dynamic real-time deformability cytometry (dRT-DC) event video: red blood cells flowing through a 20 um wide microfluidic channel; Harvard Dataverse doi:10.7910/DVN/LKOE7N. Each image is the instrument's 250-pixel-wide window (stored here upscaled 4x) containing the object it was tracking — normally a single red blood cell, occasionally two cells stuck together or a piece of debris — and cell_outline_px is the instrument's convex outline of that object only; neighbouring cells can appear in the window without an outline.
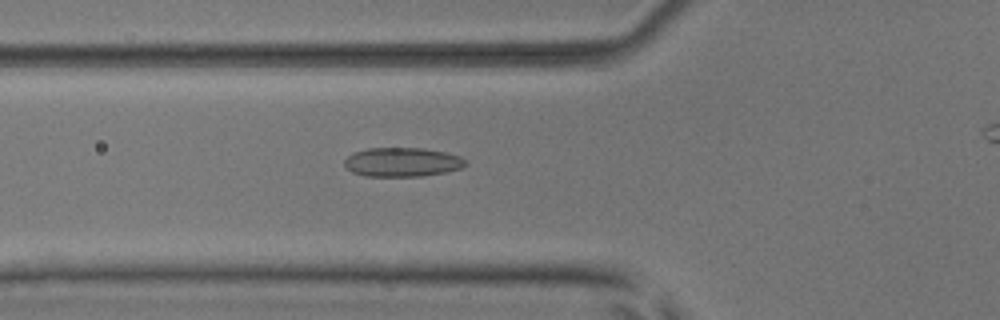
{"species": "common noctule bat (a hibernating species)", "species_latin": "Nyctalus noctula", "temperature_condition": "room temperature", "stored_images_in_passage": 40, "camera_frame_rate_fps": 3000, "um_per_image_px": 0.085, "animal": {"sex": "male", "body_mass_g": 17.9, "forearm_length_mm": 54.2}, "frame": {"image": 1, "passage_image": 12, "time_ms": 3.667, "image_size_px": [1000, 320], "cell_outline_px": [[464, 164], [460, 168], [444, 172], [424, 176], [368, 176], [352, 172], [344, 164], [344, 160], [352, 152], [368, 148], [424, 148], [444, 152], [460, 156], [464, 160]], "centroid_in_image_um": [34.14, 13.77], "position_along_channel_um": 91.7, "area_um2": 20.35}}
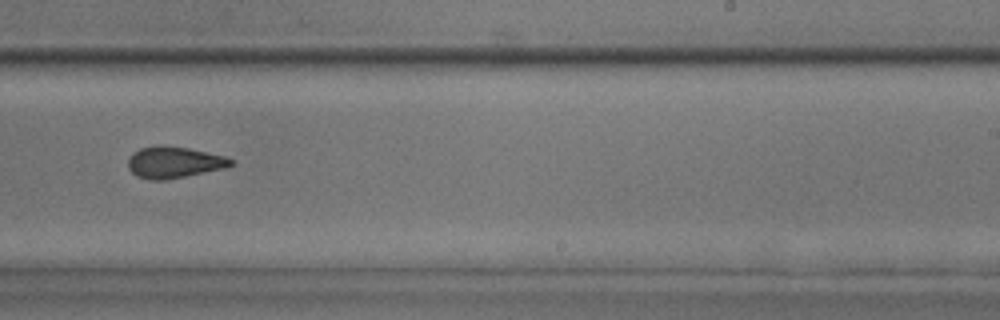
{"frame": {"image": 2, "passage_image": 26, "time_ms": 8.333, "image_size_px": [1000, 320], "cell_outline_px": [[236, 160], [232, 164], [224, 168], [164, 180], [152, 180], [136, 176], [128, 168], [128, 160], [132, 152], [140, 148], [156, 144], [164, 144], [188, 148], [224, 156]], "centroid_in_image_um": [14.75, 13.77], "position_along_channel_um": 274.3, "area_um2": 18.9}}
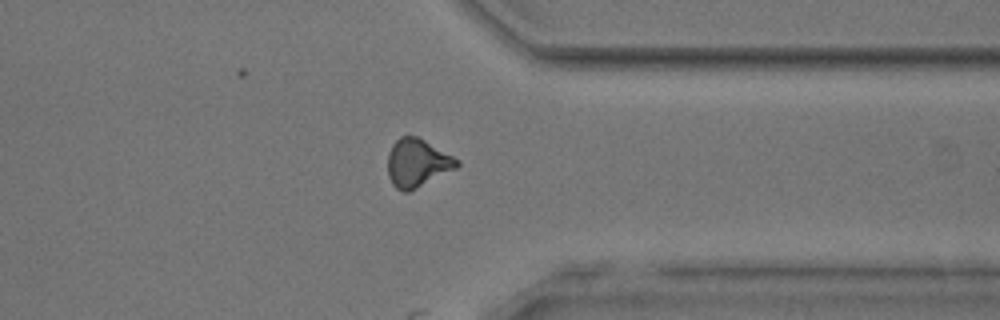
{"frame": {"image": 3, "passage_image": 34, "time_ms": 11.0, "image_size_px": [1000, 320], "cell_outline_px": [[460, 164], [456, 168], [408, 192], [404, 192], [396, 188], [392, 184], [388, 176], [388, 152], [392, 144], [400, 136], [416, 136], [424, 140], [460, 160]], "centroid_in_image_um": [35.45, 13.85], "position_along_channel_um": 376.0, "area_um2": 19.25}}